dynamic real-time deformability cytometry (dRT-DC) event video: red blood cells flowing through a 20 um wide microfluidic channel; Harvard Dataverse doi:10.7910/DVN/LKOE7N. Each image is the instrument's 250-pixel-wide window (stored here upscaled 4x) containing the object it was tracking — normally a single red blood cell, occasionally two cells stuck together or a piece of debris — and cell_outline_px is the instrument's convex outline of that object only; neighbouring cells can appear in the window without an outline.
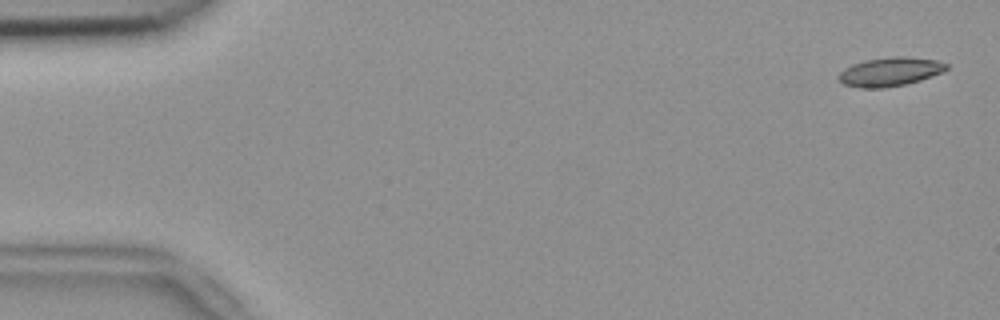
{"species": "common noctule bat (a hibernating species)", "species_latin": "Nyctalus noctula", "temperature_condition": "room temperature", "stored_images_in_passage": 53, "camera_frame_rate_fps": 3000, "um_per_image_px": 0.085, "animal": {"sex": "female", "body_mass_g": 18.4}, "frame": {"image": 1, "passage_image": 2, "time_ms": 0.333, "image_size_px": [1000, 320], "cell_outline_px": [[948, 68], [940, 72], [920, 80], [904, 84], [884, 88], [860, 88], [844, 84], [836, 76], [844, 68], [852, 64], [864, 60], [896, 56], [904, 56], [936, 60], [948, 64]], "centroid_in_image_um": [75.6, 6.09], "position_along_channel_um": 9.4, "area_um2": 17.98}}
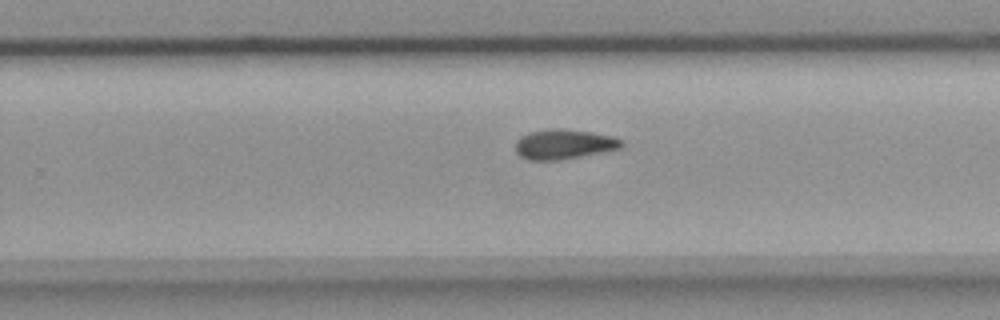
{"frame": {"image": 2, "passage_image": 34, "time_ms": 11.0, "image_size_px": [1000, 320], "cell_outline_px": [[624, 144], [620, 148], [560, 160], [528, 160], [520, 156], [516, 152], [516, 140], [520, 136], [528, 132], [552, 128], [560, 128], [592, 132], [612, 136], [620, 140]], "centroid_in_image_um": [47.88, 12.25], "position_along_channel_um": 281.9, "area_um2": 18.38}}
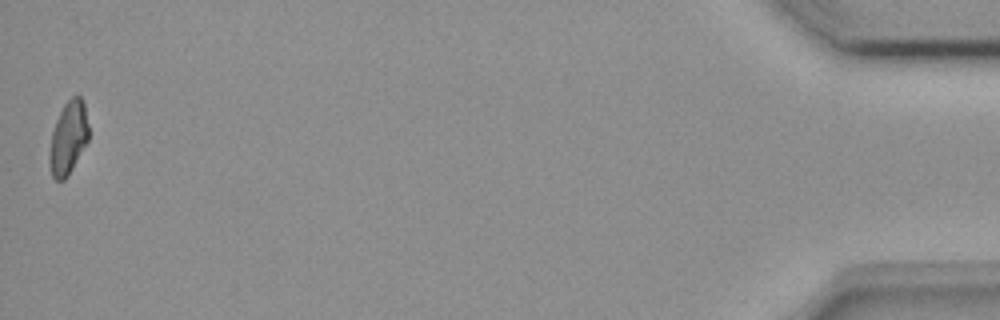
{"frame": {"image": 3, "passage_image": 53, "time_ms": 17.333, "image_size_px": [1000, 320], "cell_outline_px": [[88, 140], [68, 176], [64, 180], [56, 180], [52, 176], [48, 160], [48, 156], [52, 132], [56, 120], [64, 104], [76, 92], [80, 96], [84, 104], [88, 124]], "centroid_in_image_um": [5.79, 11.71], "position_along_channel_um": 429.4, "area_um2": 16.7}}